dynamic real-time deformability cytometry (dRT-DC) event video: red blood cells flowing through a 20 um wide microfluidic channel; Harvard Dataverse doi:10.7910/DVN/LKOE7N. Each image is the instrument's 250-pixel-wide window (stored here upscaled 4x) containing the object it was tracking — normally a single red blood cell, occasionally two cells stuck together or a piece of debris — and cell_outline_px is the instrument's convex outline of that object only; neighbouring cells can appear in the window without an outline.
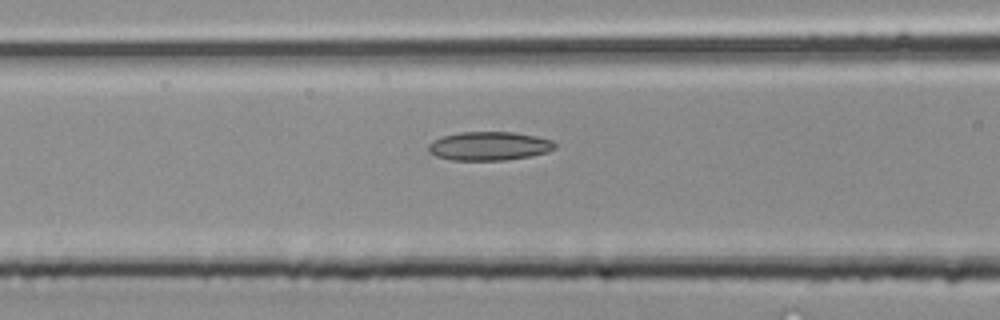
{"species": "common noctule bat (a hibernating species)", "species_latin": "Nyctalus noctula", "temperature_condition": "room temperature", "stored_images_in_passage": 3, "camera_frame_rate_fps": 3000, "um_per_image_px": 0.085, "animal": {"sex": "male", "body_mass_g": 20.4}, "frame": {"image": 1, "passage_image": 3, "time_ms": 0.667, "image_size_px": [1000, 320], "cell_outline_px": [[556, 148], [548, 152], [528, 156], [504, 160], [452, 160], [436, 156], [428, 152], [428, 144], [432, 140], [444, 136], [460, 132], [512, 132], [536, 136], [552, 140], [556, 144]], "centroid_in_image_um": [41.56, 12.41], "position_along_channel_um": 125.0, "area_um2": 21.15}}